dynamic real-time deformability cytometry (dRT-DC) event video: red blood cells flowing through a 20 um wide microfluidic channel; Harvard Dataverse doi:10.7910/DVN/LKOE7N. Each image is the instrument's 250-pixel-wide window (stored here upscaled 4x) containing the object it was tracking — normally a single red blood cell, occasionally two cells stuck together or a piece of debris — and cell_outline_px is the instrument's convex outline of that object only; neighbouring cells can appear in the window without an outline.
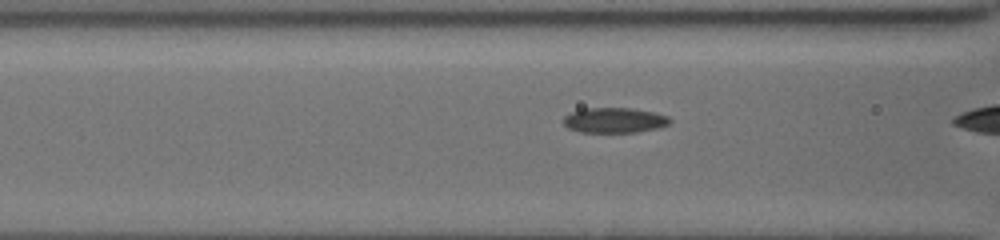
{"species": "common noctule bat (a hibernating species)", "species_latin": "Nyctalus noctula", "temperature_condition": "cold", "stored_images_in_passage": 32, "camera_frame_rate_fps": 3000, "um_per_image_px": 0.085, "animal": {"sex": "female", "body_mass_g": 19.5, "forearm_length_mm": 54.1}, "frame": {"image": 1, "passage_image": 15, "time_ms": 5.0, "image_size_px": [1000, 240], "cell_outline_px": [[672, 120], [668, 124], [656, 128], [636, 132], [580, 132], [568, 128], [564, 124], [564, 116], [572, 112], [584, 108], [632, 108], [656, 112], [668, 116]], "centroid_in_image_um": [52.23, 10.21], "position_along_channel_um": 114.4, "area_um2": 15.61}}
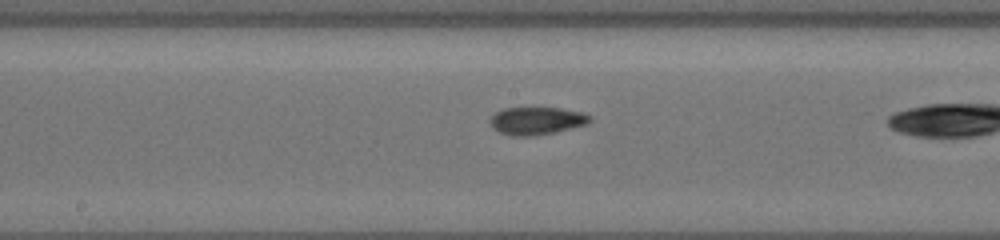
{"frame": {"image": 2, "passage_image": 22, "time_ms": 7.333, "image_size_px": [1000, 240], "cell_outline_px": [[592, 120], [588, 124], [556, 132], [532, 136], [512, 136], [500, 132], [492, 128], [488, 120], [496, 112], [504, 108], [560, 108], [584, 112], [592, 116]], "centroid_in_image_um": [45.64, 10.27], "position_along_channel_um": 202.6, "area_um2": 16.3}}
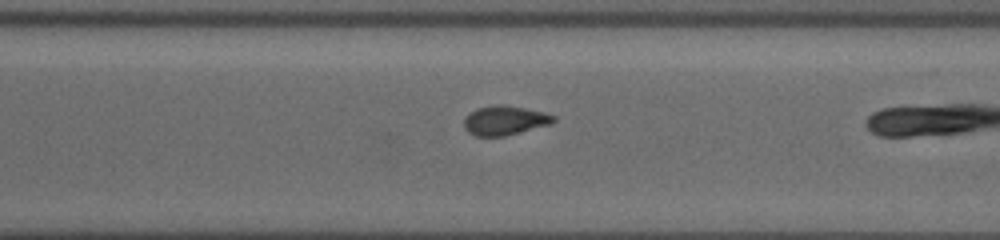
{"frame": {"image": 3, "passage_image": 31, "time_ms": 10.667, "image_size_px": [1000, 240], "cell_outline_px": [[556, 120], [552, 124], [504, 136], [476, 136], [468, 132], [464, 128], [464, 120], [476, 108], [496, 104], [524, 108], [544, 112], [556, 116]], "centroid_in_image_um": [42.93, 10.24], "position_along_channel_um": 327.7, "area_um2": 15.2}}